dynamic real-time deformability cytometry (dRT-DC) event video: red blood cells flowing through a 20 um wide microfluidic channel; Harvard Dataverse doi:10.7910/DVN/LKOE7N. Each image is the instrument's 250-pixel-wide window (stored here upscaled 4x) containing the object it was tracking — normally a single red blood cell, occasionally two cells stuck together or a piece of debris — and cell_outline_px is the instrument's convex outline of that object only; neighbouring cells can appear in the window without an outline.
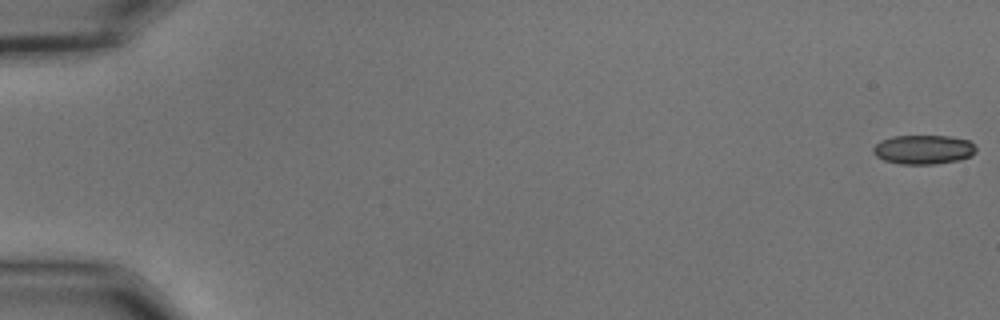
{"species": "common noctule bat (a hibernating species)", "species_latin": "Nyctalus noctula", "temperature_condition": "cold", "stored_images_in_passage": 56, "camera_frame_rate_fps": 3000, "um_per_image_px": 0.085, "animal": {"sex": "male", "body_mass_g": 15.6}, "frame": {"image": 1, "passage_image": 1, "time_ms": 0.0, "image_size_px": [1000, 320], "cell_outline_px": [[976, 152], [972, 156], [956, 160], [936, 164], [900, 164], [884, 160], [876, 156], [872, 152], [872, 148], [880, 140], [892, 136], [948, 136], [968, 140], [976, 148]], "centroid_in_image_um": [78.46, 12.71], "position_along_channel_um": 6.5, "area_um2": 17.51}}
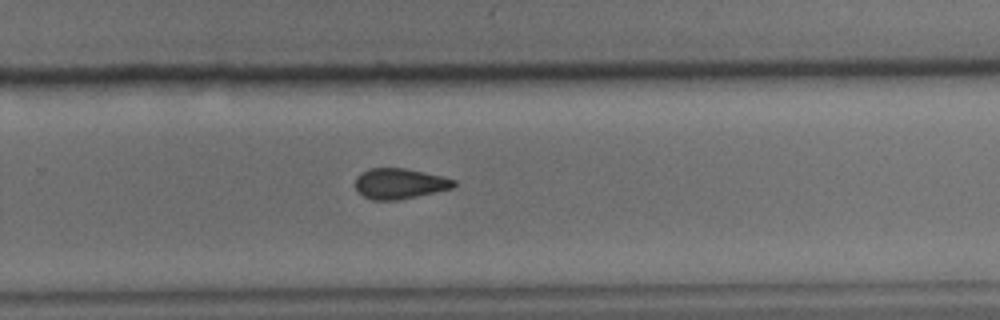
{"frame": {"image": 2, "passage_image": 38, "time_ms": 12.333, "image_size_px": [1000, 320], "cell_outline_px": [[456, 184], [452, 188], [436, 192], [396, 200], [372, 200], [364, 196], [356, 188], [356, 176], [360, 172], [368, 168], [404, 168], [424, 172], [456, 180]], "centroid_in_image_um": [33.95, 15.6], "position_along_channel_um": 295.9, "area_um2": 17.4}}
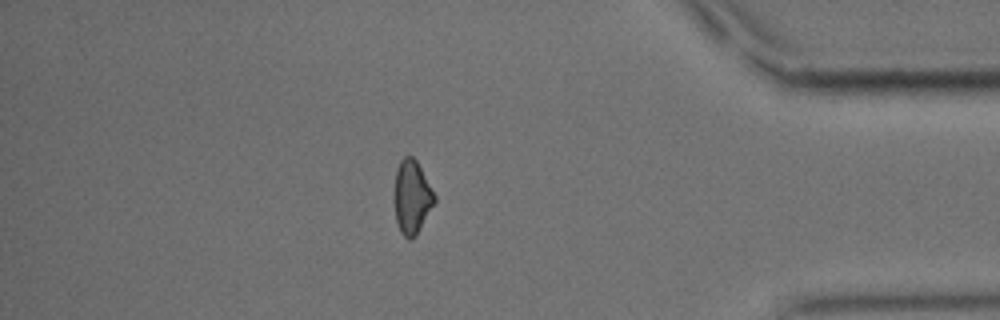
{"frame": {"image": 3, "passage_image": 49, "time_ms": 16.0, "image_size_px": [1000, 320], "cell_outline_px": [[436, 200], [416, 236], [412, 240], [408, 240], [400, 232], [396, 220], [396, 168], [400, 160], [404, 156], [412, 156], [416, 160], [436, 196]], "centroid_in_image_um": [35.03, 16.77], "position_along_channel_um": 400.2, "area_um2": 16.88}}